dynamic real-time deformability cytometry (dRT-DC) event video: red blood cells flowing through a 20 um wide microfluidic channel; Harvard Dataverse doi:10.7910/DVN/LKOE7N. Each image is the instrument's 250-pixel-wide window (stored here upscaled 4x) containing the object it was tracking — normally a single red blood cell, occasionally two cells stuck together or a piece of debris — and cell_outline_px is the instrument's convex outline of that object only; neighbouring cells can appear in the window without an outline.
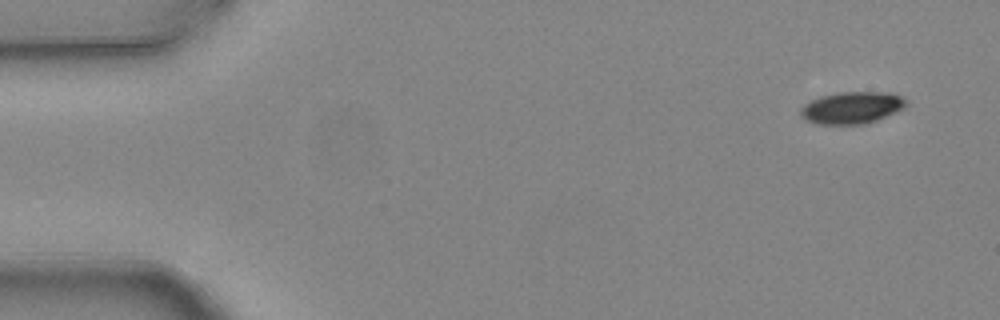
{"species": "common noctule bat (a hibernating species)", "species_latin": "Nyctalus noctula", "temperature_condition": "warm", "stored_images_in_passage": 4, "camera_frame_rate_fps": 3000, "um_per_image_px": 0.085, "animal": {"sex": "female", "body_mass_g": 24.6, "forearm_length_mm": 56.2}, "frame": {"image": 1, "passage_image": 1, "time_ms": 0.0, "image_size_px": [1000, 320], "cell_outline_px": [[908, 104], [904, 108], [896, 112], [876, 120], [864, 124], [816, 124], [804, 120], [800, 116], [800, 108], [804, 104], [820, 96], [840, 92], [892, 92], [908, 100]], "centroid_in_image_um": [72.41, 9.15], "position_along_channel_um": 12.6, "area_um2": 19.88}}
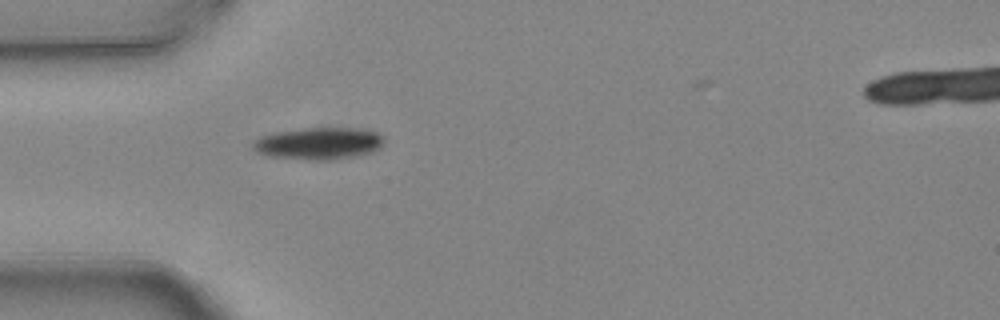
{"frame": {"image": 2, "passage_image": 4, "time_ms": 1.0, "image_size_px": [1000, 320], "cell_outline_px": [[384, 140], [380, 148], [372, 152], [352, 156], [328, 160], [308, 160], [264, 156], [256, 152], [252, 148], [252, 140], [260, 136], [276, 132], [304, 128], [348, 128], [376, 132], [384, 136]], "centroid_in_image_um": [27.01, 12.2], "position_along_channel_um": 58.0, "area_um2": 24.57}}